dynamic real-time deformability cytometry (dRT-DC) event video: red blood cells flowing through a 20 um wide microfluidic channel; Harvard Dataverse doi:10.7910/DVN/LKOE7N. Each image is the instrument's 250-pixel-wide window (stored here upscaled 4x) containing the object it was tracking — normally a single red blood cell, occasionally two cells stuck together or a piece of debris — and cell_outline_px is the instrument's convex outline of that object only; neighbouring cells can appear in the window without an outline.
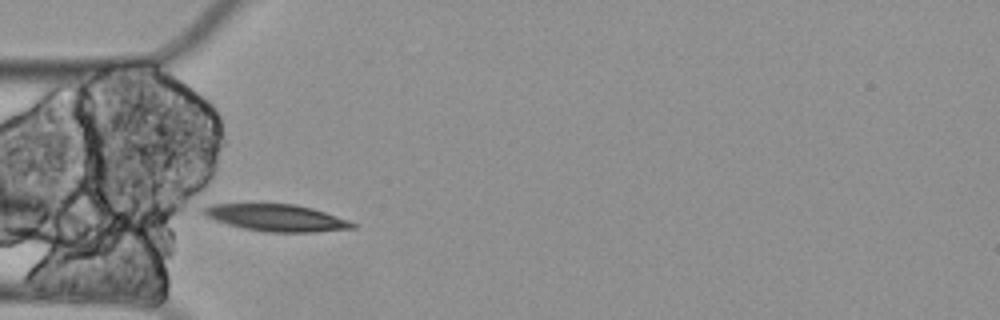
{"species": "Egyptian fruit bat (a non-hibernating species)", "species_latin": "Rousettus aegyptiacus", "temperature_condition": "cold", "stored_images_in_passage": 6, "camera_frame_rate_fps": 3000, "um_per_image_px": 0.085, "animal": {"sex": "female"}, "frame": {"image": 1, "passage_image": 3, "time_ms": 0.667, "image_size_px": [1000, 320], "cell_outline_px": [[356, 228], [316, 232], [264, 232], [244, 228], [228, 224], [204, 216], [200, 212], [200, 208], [208, 204], [296, 204], [312, 208], [348, 220], [356, 224]], "centroid_in_image_um": [23.46, 18.51], "position_along_channel_um": 61.5, "area_um2": 23.41}}
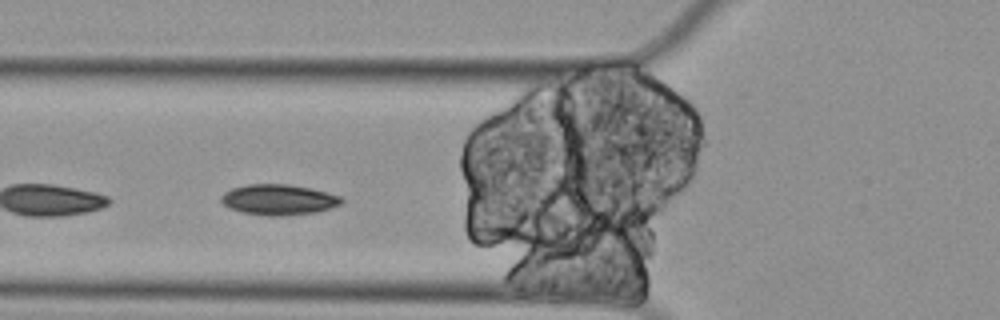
{"frame": {"image": 2, "passage_image": 4, "time_ms": 1.0, "image_size_px": [1000, 320], "cell_outline_px": [[344, 200], [340, 204], [316, 212], [280, 216], [268, 216], [244, 212], [228, 208], [220, 200], [220, 196], [224, 192], [232, 188], [248, 184], [288, 184], [312, 188], [328, 192], [340, 196]], "centroid_in_image_um": [23.67, 16.96], "position_along_channel_um": 102.1, "area_um2": 21.44}}
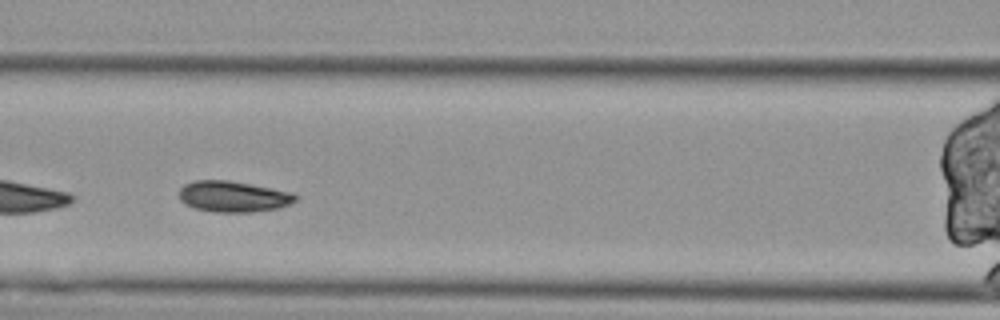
{"frame": {"image": 3, "passage_image": 5, "time_ms": 1.333, "image_size_px": [1000, 320], "cell_outline_px": [[296, 200], [288, 204], [276, 208], [252, 212], [216, 212], [196, 208], [184, 204], [180, 200], [180, 188], [184, 184], [196, 180], [228, 180], [292, 192], [296, 196]], "centroid_in_image_um": [19.79, 16.7], "position_along_channel_um": 146.8, "area_um2": 20.75}}